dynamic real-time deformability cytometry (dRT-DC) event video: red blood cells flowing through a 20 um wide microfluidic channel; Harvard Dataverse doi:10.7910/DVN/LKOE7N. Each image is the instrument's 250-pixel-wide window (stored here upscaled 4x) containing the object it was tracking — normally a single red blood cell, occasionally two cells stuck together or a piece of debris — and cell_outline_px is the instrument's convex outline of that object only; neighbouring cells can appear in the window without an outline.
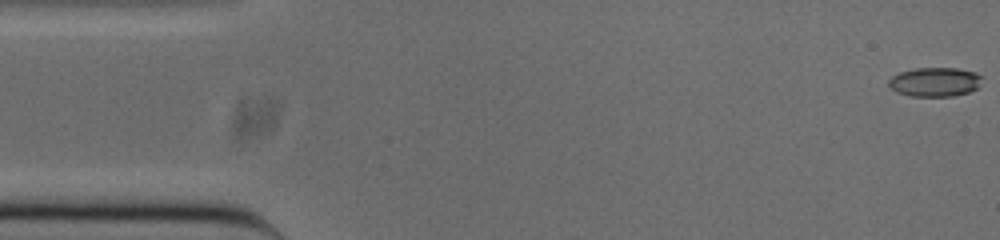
{"species": "common noctule bat (a hibernating species)", "species_latin": "Nyctalus noctula", "temperature_condition": "cold", "stored_images_in_passage": 52, "camera_frame_rate_fps": 3000, "um_per_image_px": 0.085, "animal": {"sex": "male", "body_mass_g": 20.0, "forearm_length_mm": 53.3}, "frame": {"image": 1, "passage_image": 1, "time_ms": 0.0, "image_size_px": [1000, 240], "cell_outline_px": [[984, 76], [976, 88], [968, 92], [952, 96], [912, 96], [896, 92], [888, 84], [888, 80], [892, 76], [900, 72], [916, 68], [956, 68], [976, 72]], "centroid_in_image_um": [79.47, 6.96], "position_along_channel_um": 5.5, "area_um2": 15.84}}
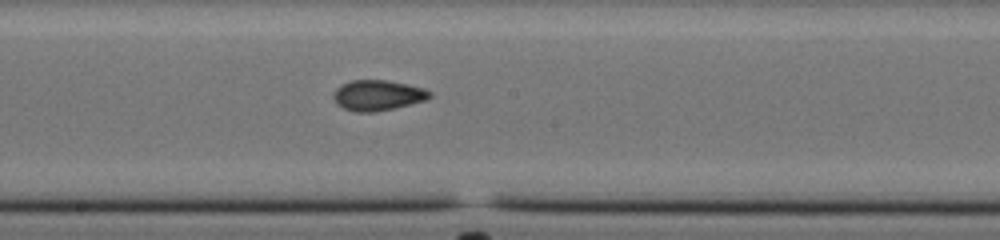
{"frame": {"image": 2, "passage_image": 27, "time_ms": 8.667, "image_size_px": [1000, 240], "cell_outline_px": [[432, 96], [424, 100], [392, 108], [372, 112], [356, 112], [344, 108], [336, 104], [332, 96], [336, 88], [340, 84], [352, 80], [388, 80], [408, 84], [424, 88], [432, 92]], "centroid_in_image_um": [32.07, 8.08], "position_along_channel_um": 216.1, "area_um2": 17.05}}
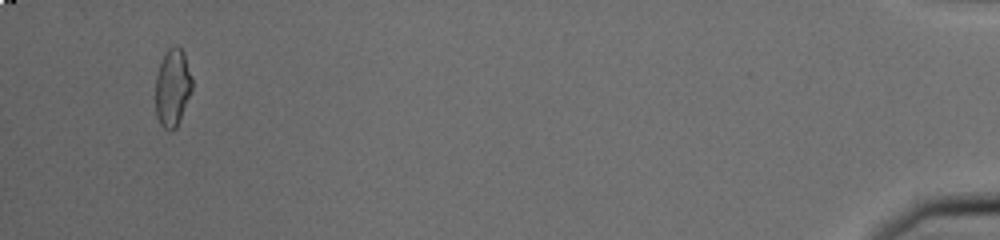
{"frame": {"image": 3, "passage_image": 50, "time_ms": 16.333, "image_size_px": [1000, 240], "cell_outline_px": [[192, 88], [180, 120], [176, 128], [168, 132], [160, 124], [156, 116], [156, 76], [160, 64], [168, 48], [172, 44], [176, 44], [184, 52], [192, 80]], "centroid_in_image_um": [14.66, 7.45], "position_along_channel_um": 420.5, "area_um2": 16.53}, "authors_computed_cell_mechanics": {"area_um2": 16.5886, "velocity_mm_per_s": 3.8596, "shape_relaxation_time_tau1_ms": null, "shape_relaxation_time_tau2_ms": 2.1316, "deformation_change_tau1": null, "deformation_change_tau2": 0.0757}}